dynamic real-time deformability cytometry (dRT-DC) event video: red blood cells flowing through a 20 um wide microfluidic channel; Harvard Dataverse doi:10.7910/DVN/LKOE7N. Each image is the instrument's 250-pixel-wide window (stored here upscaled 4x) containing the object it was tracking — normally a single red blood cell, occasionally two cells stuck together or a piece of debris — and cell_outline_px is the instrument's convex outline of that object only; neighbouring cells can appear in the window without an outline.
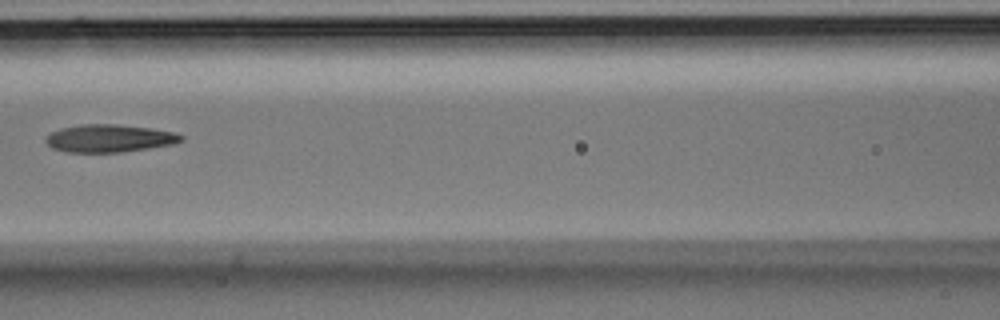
{"species": "Egyptian fruit bat (a non-hibernating species)", "species_latin": "Rousettus aegyptiacus", "temperature_condition": "room temperature", "stored_images_in_passage": 5, "camera_frame_rate_fps": 3000, "um_per_image_px": 0.085, "animal": {"sex": "male"}, "frame": {"image": 1, "passage_image": 4, "time_ms": 1.0, "image_size_px": [1000, 320], "cell_outline_px": [[184, 140], [176, 144], [120, 152], [68, 152], [52, 148], [44, 140], [52, 132], [60, 128], [80, 124], [116, 124], [148, 128], [176, 132], [184, 136]], "centroid_in_image_um": [9.33, 11.75], "position_along_channel_um": 157.3, "area_um2": 21.85}}
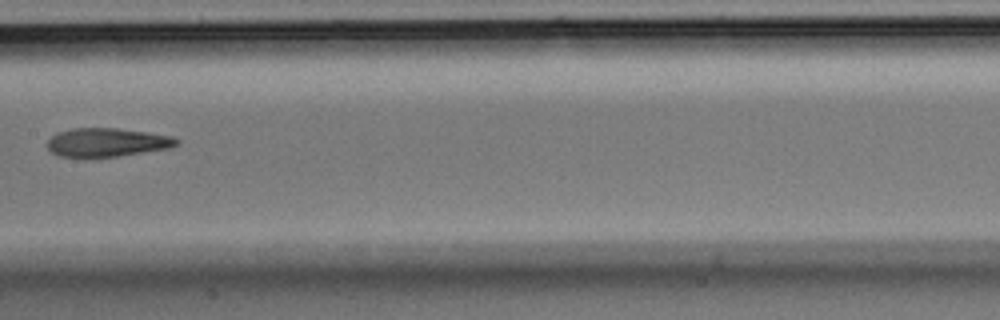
{"frame": {"image": 2, "passage_image": 5, "time_ms": 1.333, "image_size_px": [1000, 320], "cell_outline_px": [[180, 144], [168, 148], [116, 156], [60, 156], [52, 152], [48, 148], [48, 140], [56, 132], [72, 128], [116, 128], [148, 132], [172, 136], [180, 140]], "centroid_in_image_um": [9.11, 12.08], "position_along_channel_um": 198.3, "area_um2": 21.27}}